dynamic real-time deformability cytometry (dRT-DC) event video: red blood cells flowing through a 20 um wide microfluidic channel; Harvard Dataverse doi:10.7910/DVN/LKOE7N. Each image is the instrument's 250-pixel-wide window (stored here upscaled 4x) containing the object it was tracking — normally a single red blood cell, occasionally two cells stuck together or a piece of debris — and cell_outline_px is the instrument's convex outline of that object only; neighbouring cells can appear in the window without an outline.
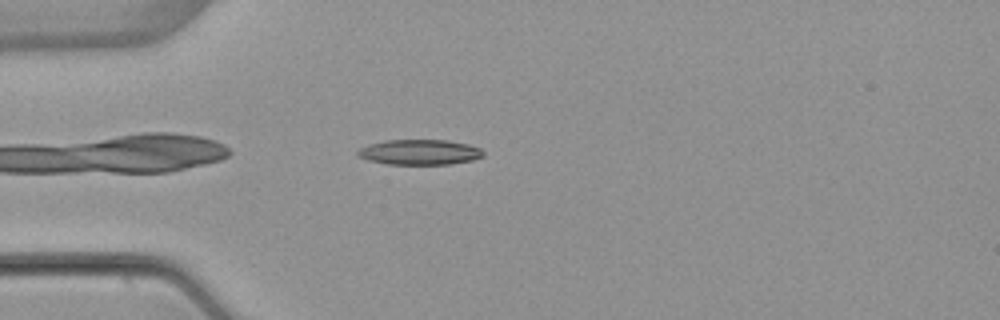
{"species": "common noctule bat (a hibernating species)", "species_latin": "Nyctalus noctula", "temperature_condition": "warm", "stored_images_in_passage": 4, "camera_frame_rate_fps": 3000, "um_per_image_px": 0.085, "animal": {"sex": "female", "body_mass_g": 22.7, "forearm_length_mm": 54.2}, "frame": {"image": 1, "passage_image": 4, "time_ms": 4.333, "image_size_px": [1000, 320], "cell_outline_px": [[484, 156], [472, 160], [452, 164], [388, 164], [368, 160], [356, 156], [356, 152], [360, 148], [368, 144], [388, 140], [448, 140], [468, 144], [480, 148], [484, 152]], "centroid_in_image_um": [35.66, 12.93], "position_along_channel_um": 49.3, "area_um2": 18.55}}